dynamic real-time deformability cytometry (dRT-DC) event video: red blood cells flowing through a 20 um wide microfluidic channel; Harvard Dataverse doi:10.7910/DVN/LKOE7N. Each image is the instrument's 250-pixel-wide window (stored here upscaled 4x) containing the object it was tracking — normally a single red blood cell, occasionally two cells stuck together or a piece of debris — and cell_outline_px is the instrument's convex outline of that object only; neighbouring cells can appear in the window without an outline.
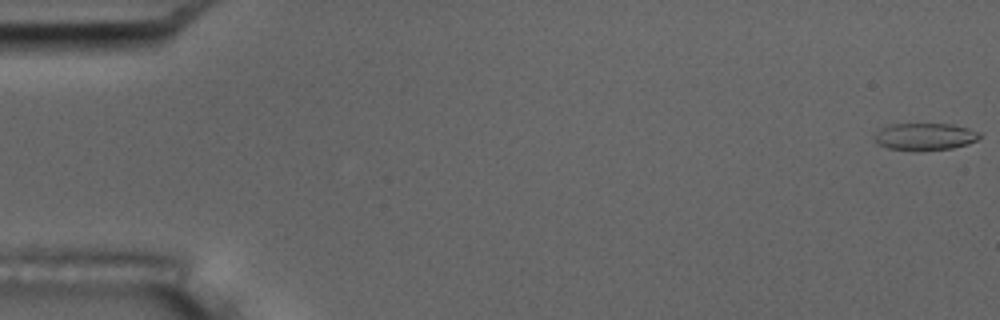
{"species": "common noctule bat (a hibernating species)", "species_latin": "Nyctalus noctula", "temperature_condition": "room temperature", "stored_images_in_passage": 55, "camera_frame_rate_fps": 3000, "um_per_image_px": 0.085, "animal": {"sex": "male", "body_mass_g": 17.5, "forearm_length_mm": 52.3}, "frame": {"image": 1, "passage_image": 1, "time_ms": 0.0, "image_size_px": [1000, 320], "cell_outline_px": [[980, 136], [976, 140], [968, 144], [952, 148], [920, 152], [888, 148], [876, 144], [876, 132], [880, 128], [892, 124], [952, 124], [968, 128], [980, 132]], "centroid_in_image_um": [78.61, 11.63], "position_along_channel_um": 6.4, "area_um2": 16.82}}
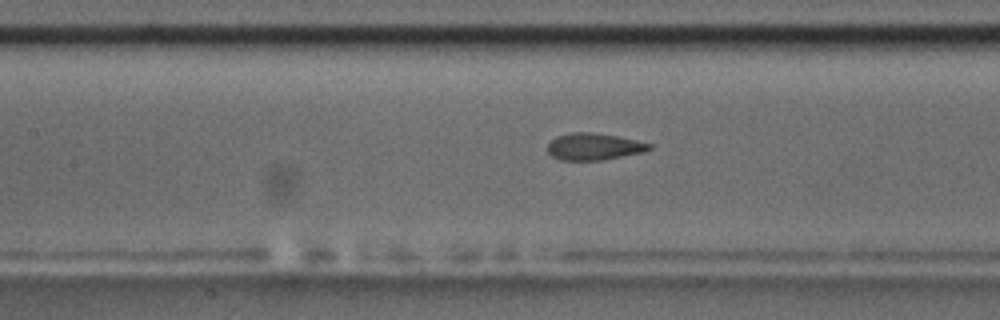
{"frame": {"image": 2, "passage_image": 25, "time_ms": 8.0, "image_size_px": [1000, 320], "cell_outline_px": [[652, 148], [644, 152], [604, 160], [560, 160], [552, 156], [548, 152], [548, 144], [556, 136], [572, 132], [592, 132], [616, 136], [652, 144]], "centroid_in_image_um": [50.48, 12.47], "position_along_channel_um": 156.9, "area_um2": 15.9}}
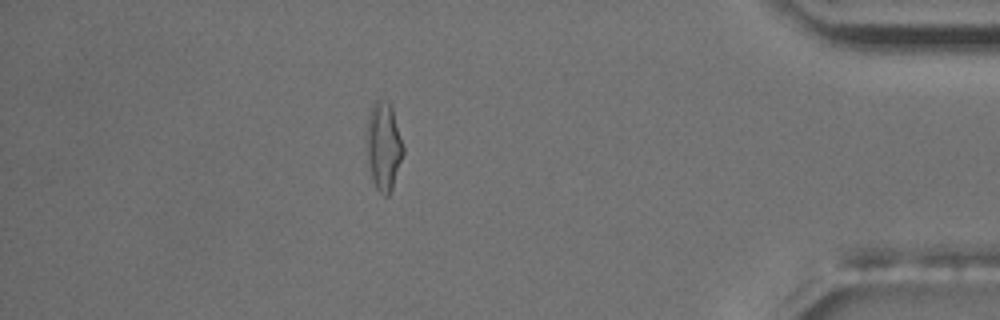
{"frame": {"image": 3, "passage_image": 48, "time_ms": 15.667, "image_size_px": [1000, 320], "cell_outline_px": [[404, 152], [392, 188], [388, 196], [384, 196], [376, 188], [372, 180], [364, 144], [364, 136], [368, 116], [372, 104], [380, 96], [392, 108], [404, 148]], "centroid_in_image_um": [32.56, 12.4], "position_along_channel_um": 402.6, "area_um2": 19.19}, "authors_computed_cell_mechanics": {"area_um2": 16.7042, "velocity_mm_per_s": 3.75, "shape_relaxation_time_tau1_ms": 4.6126, "shape_relaxation_time_tau2_ms": 1.3024, "deformation_change_tau1": 0.1488, "deformation_change_tau2": 0.0722}}